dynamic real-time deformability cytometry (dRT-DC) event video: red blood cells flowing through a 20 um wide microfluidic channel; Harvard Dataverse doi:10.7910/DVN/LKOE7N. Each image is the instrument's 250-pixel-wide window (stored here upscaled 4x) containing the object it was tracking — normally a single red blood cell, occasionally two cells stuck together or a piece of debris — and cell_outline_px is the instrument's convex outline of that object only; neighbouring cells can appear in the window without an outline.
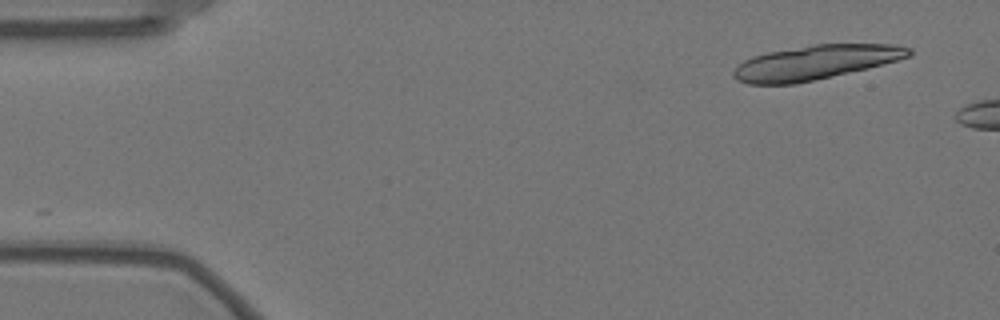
{"species": "Egyptian fruit bat (a non-hibernating species)", "species_latin": "Rousettus aegyptiacus", "temperature_condition": "warm", "stored_images_in_passage": 7, "camera_frame_rate_fps": 3000, "um_per_image_px": 0.085, "animal": {"sex": "female"}, "frame": {"image": 1, "passage_image": 1, "time_ms": 0.0, "image_size_px": [1000, 320], "cell_outline_px": [[912, 56], [868, 68], [812, 80], [792, 84], [748, 84], [736, 80], [732, 76], [732, 72], [736, 64], [752, 56], [768, 52], [812, 44], [892, 44], [912, 48]], "centroid_in_image_um": [69.27, 5.3], "position_along_channel_um": 15.7, "area_um2": 35.08}}